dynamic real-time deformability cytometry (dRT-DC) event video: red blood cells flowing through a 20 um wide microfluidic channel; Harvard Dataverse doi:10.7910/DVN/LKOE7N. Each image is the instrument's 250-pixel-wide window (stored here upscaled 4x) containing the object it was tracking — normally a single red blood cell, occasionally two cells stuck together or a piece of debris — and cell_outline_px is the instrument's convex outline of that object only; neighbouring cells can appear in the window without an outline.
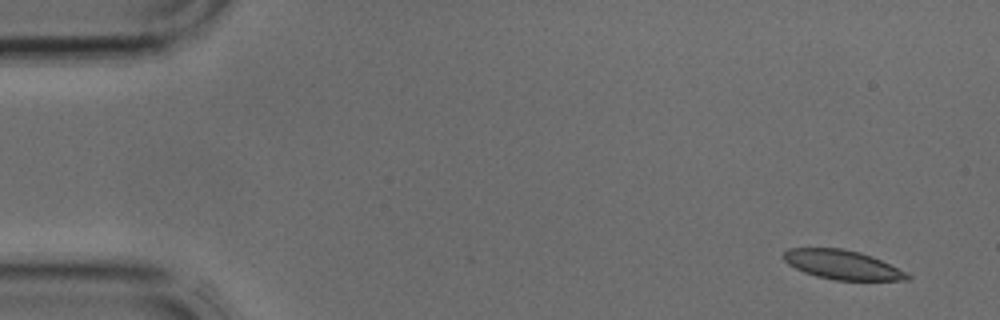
{"species": "common noctule bat (a hibernating species)", "species_latin": "Nyctalus noctula", "temperature_condition": "cold", "stored_images_in_passage": 3, "camera_frame_rate_fps": 3000, "um_per_image_px": 0.085, "animal": {"sex": "male", "body_mass_g": 17.9, "forearm_length_mm": 54.2}, "frame": {"image": 1, "passage_image": 1, "time_ms": 0.0, "image_size_px": [1000, 320], "cell_outline_px": [[912, 276], [908, 280], [836, 280], [816, 276], [804, 272], [788, 264], [784, 260], [784, 252], [788, 248], [840, 248], [860, 252], [872, 256]], "centroid_in_image_um": [71.56, 22.5], "position_along_channel_um": 13.4, "area_um2": 20.75}}